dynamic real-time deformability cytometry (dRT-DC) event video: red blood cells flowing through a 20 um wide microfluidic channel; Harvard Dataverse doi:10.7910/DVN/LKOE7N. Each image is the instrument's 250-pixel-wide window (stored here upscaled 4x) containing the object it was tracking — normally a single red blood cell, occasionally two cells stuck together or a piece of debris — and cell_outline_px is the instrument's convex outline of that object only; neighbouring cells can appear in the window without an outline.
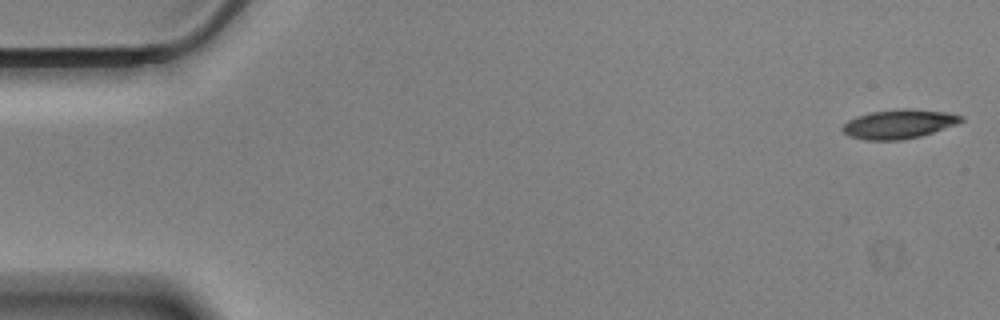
{"species": "Egyptian fruit bat (a non-hibernating species)", "species_latin": "Rousettus aegyptiacus", "temperature_condition": "cold", "stored_images_in_passage": 57, "camera_frame_rate_fps": 3000, "um_per_image_px": 0.085, "animal": {"sex": "male"}, "frame": {"image": 1, "passage_image": 1, "time_ms": 0.0, "image_size_px": [1000, 320], "cell_outline_px": [[964, 120], [956, 124], [920, 136], [900, 140], [864, 140], [848, 136], [840, 128], [848, 120], [856, 116], [872, 112], [900, 108], [912, 108], [948, 112], [964, 116]], "centroid_in_image_um": [76.39, 10.53], "position_along_channel_um": 8.6, "area_um2": 20.23}}
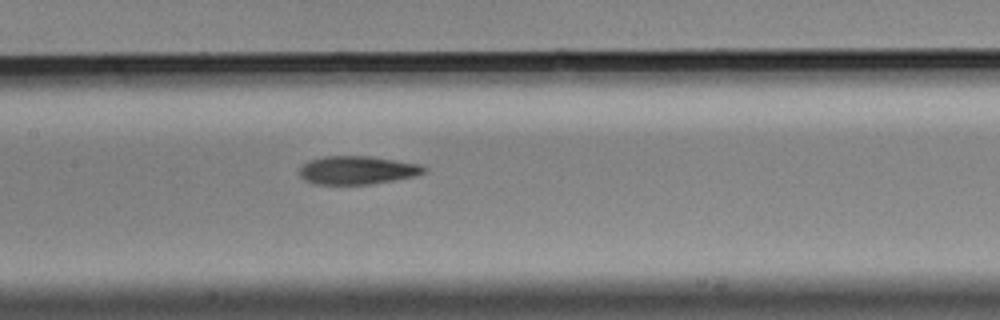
{"frame": {"image": 2, "passage_image": 27, "time_ms": 8.667, "image_size_px": [1000, 320], "cell_outline_px": [[428, 168], [424, 172], [416, 176], [372, 184], [312, 184], [304, 180], [300, 176], [300, 168], [308, 160], [324, 156], [372, 156], [420, 164]], "centroid_in_image_um": [30.37, 14.46], "position_along_channel_um": 177.0, "area_um2": 20.69}}
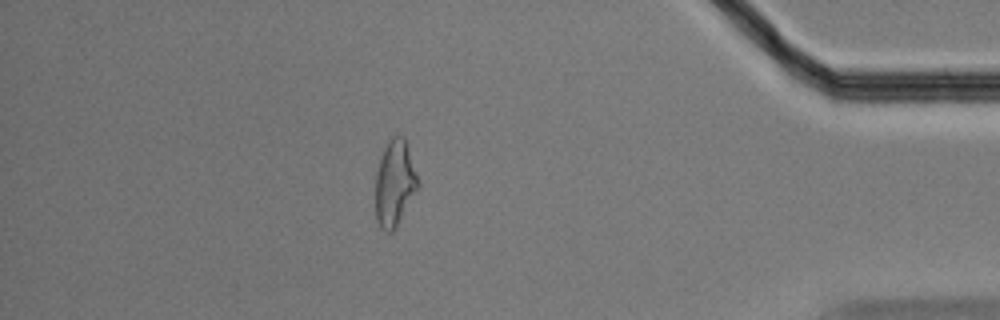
{"frame": {"image": 3, "passage_image": 50, "time_ms": 16.333, "image_size_px": [1000, 320], "cell_outline_px": [[420, 184], [396, 228], [392, 232], [384, 232], [380, 228], [376, 220], [376, 172], [384, 148], [388, 140], [392, 136], [404, 136]], "centroid_in_image_um": [33.54, 15.6], "position_along_channel_um": 401.7, "area_um2": 21.21}, "authors_computed_cell_mechanics": {"area_um2": 20.808, "velocity_mm_per_s": 3.4618, "shape_relaxation_time_tau1_ms": 7.7119, "shape_relaxation_time_tau2_ms": 4.5041, "deformation_change_tau1": 0.226, "deformation_change_tau2": 0.1368}}